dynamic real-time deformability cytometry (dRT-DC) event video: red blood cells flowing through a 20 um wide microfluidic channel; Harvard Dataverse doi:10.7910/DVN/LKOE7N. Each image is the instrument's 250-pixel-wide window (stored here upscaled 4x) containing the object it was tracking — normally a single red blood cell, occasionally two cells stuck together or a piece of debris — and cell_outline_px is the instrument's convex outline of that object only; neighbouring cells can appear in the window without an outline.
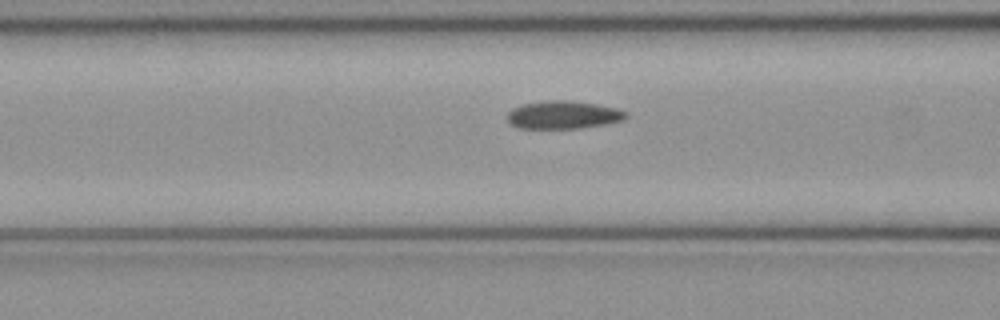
{"species": "common noctule bat (a hibernating species)", "species_latin": "Nyctalus noctula", "temperature_condition": "cold", "stored_images_in_passage": 51, "camera_frame_rate_fps": 3000, "um_per_image_px": 0.085, "animal": {"sex": "female", "body_mass_g": 21.9}, "frame": {"image": 1, "passage_image": 20, "time_ms": 6.333, "image_size_px": [1000, 320], "cell_outline_px": [[628, 116], [624, 120], [608, 124], [576, 128], [516, 128], [508, 120], [508, 112], [512, 108], [520, 104], [544, 100], [572, 100], [596, 104], [616, 108], [628, 112]], "centroid_in_image_um": [47.89, 9.75], "position_along_channel_um": 118.7, "area_um2": 19.54}}
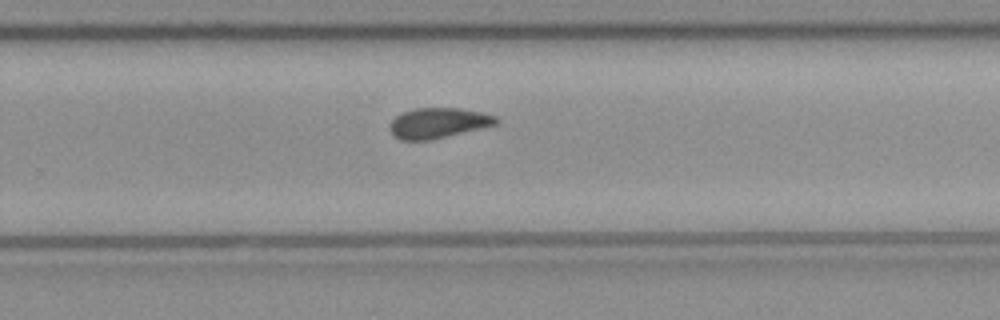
{"frame": {"image": 2, "passage_image": 33, "time_ms": 10.667, "image_size_px": [1000, 320], "cell_outline_px": [[500, 120], [496, 124], [432, 140], [400, 140], [388, 128], [388, 124], [400, 112], [412, 108], [460, 108], [480, 112], [496, 116]], "centroid_in_image_um": [37.21, 10.44], "position_along_channel_um": 292.6, "area_um2": 18.84}}
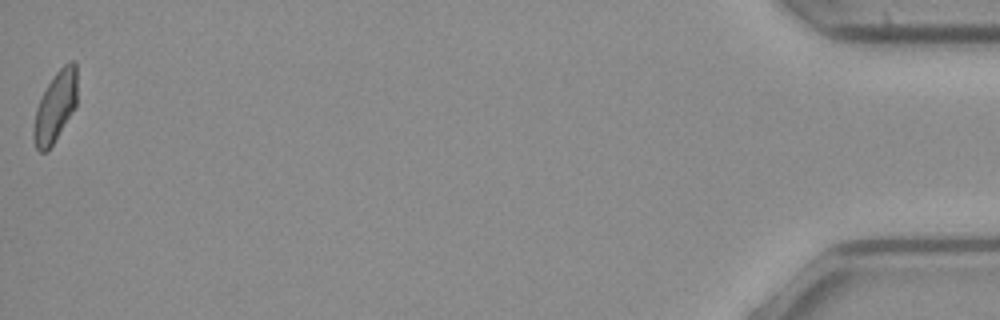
{"frame": {"image": 3, "passage_image": 51, "time_ms": 16.667, "image_size_px": [1000, 320], "cell_outline_px": [[76, 108], [48, 152], [40, 152], [36, 148], [32, 136], [32, 128], [36, 108], [48, 84], [56, 72], [64, 64], [72, 60], [76, 60]], "centroid_in_image_um": [4.7, 9.11], "position_along_channel_um": 430.5, "area_um2": 18.03}, "authors_computed_cell_mechanics": {"area_um2": 18.9006, "velocity_mm_per_s": 4.0093, "shape_relaxation_time_tau1_ms": null, "shape_relaxation_time_tau2_ms": 4.5786, "deformation_change_tau1": null, "deformation_change_tau2": 0.0746}}